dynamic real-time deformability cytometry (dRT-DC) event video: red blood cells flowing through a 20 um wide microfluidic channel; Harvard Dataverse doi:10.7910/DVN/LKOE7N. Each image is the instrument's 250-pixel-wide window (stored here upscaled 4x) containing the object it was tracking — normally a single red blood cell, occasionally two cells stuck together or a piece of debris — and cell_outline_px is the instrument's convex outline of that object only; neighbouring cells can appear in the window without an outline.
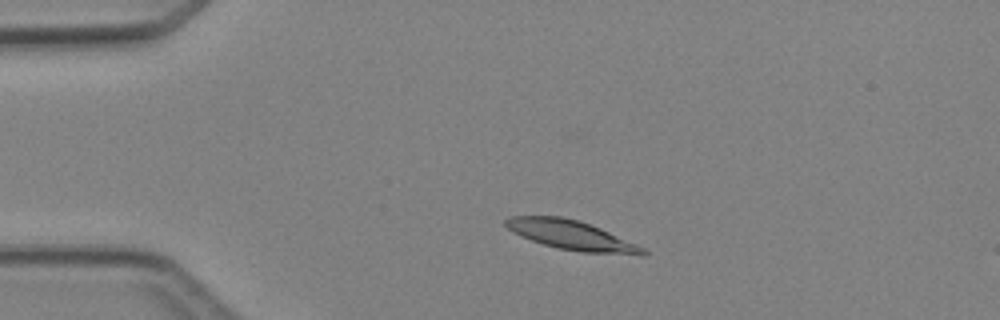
{"species": "Egyptian fruit bat (a non-hibernating species)", "species_latin": "Rousettus aegyptiacus", "temperature_condition": "cold", "stored_images_in_passage": 3, "camera_frame_rate_fps": 3000, "um_per_image_px": 0.085, "animal": {"sex": "female"}, "frame": {"image": 1, "passage_image": 2, "time_ms": 2.0, "image_size_px": [1000, 320], "cell_outline_px": [[648, 256], [640, 256], [580, 252], [560, 248], [544, 244], [532, 240], [512, 232], [504, 224], [504, 220], [508, 216], [560, 216], [580, 220], [600, 228], [636, 244], [644, 248], [648, 252]], "centroid_in_image_um": [48.62, 20.0], "position_along_channel_um": 36.4, "area_um2": 23.58}}